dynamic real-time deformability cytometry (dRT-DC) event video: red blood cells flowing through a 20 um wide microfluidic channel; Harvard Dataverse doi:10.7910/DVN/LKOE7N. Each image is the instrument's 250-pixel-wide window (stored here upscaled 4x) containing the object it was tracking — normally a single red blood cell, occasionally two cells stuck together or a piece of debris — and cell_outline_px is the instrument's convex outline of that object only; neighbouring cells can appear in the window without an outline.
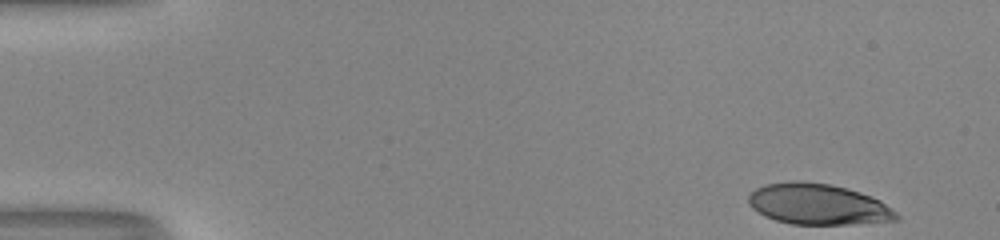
{"species": "human", "species_latin": "Homo sapiens", "temperature_condition": "room temperature", "stored_images_in_passage": 49, "camera_frame_rate_fps": 3000, "um_per_image_px": 0.085, "donor": {"sex": "male"}, "frame": {"image": 1, "passage_image": 1, "time_ms": 0.0, "image_size_px": [1000, 240], "cell_outline_px": [[900, 220], [848, 224], [792, 224], [776, 220], [764, 216], [752, 208], [748, 204], [748, 196], [756, 188], [764, 184], [796, 180], [828, 184], [860, 192], [880, 200], [896, 212], [900, 216]], "centroid_in_image_um": [69.52, 17.36], "position_along_channel_um": 15.5, "area_um2": 35.14}}
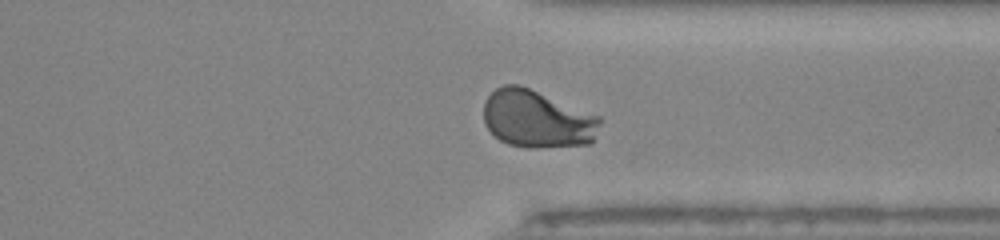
{"frame": {"image": 2, "passage_image": 37, "time_ms": 12.0, "image_size_px": [1000, 240], "cell_outline_px": [[600, 124], [592, 144], [540, 148], [528, 148], [508, 144], [500, 140], [484, 124], [484, 100], [496, 88], [504, 84], [520, 84], [600, 116]], "centroid_in_image_um": [45.66, 10.12], "position_along_channel_um": 365.7, "area_um2": 39.36}}
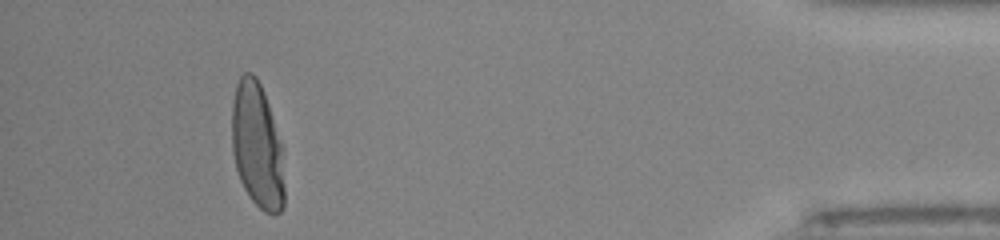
{"frame": {"image": 3, "passage_image": 45, "time_ms": 14.667, "image_size_px": [1000, 240], "cell_outline_px": [[284, 208], [280, 212], [264, 212], [252, 200], [244, 188], [240, 180], [236, 168], [232, 152], [232, 104], [236, 84], [240, 76], [244, 72], [252, 72], [256, 76], [264, 92], [284, 148]], "centroid_in_image_um": [21.88, 12.37], "position_along_channel_um": 413.3, "area_um2": 38.96}, "authors_computed_cell_mechanics": {"area_um2": 38.3214, "velocity_mm_per_s": 4.0554, "shape_relaxation_time_tau1_ms": 4.1353, "shape_relaxation_time_tau2_ms": null, "deformation_change_tau1": 0.218, "deformation_change_tau2": null}}